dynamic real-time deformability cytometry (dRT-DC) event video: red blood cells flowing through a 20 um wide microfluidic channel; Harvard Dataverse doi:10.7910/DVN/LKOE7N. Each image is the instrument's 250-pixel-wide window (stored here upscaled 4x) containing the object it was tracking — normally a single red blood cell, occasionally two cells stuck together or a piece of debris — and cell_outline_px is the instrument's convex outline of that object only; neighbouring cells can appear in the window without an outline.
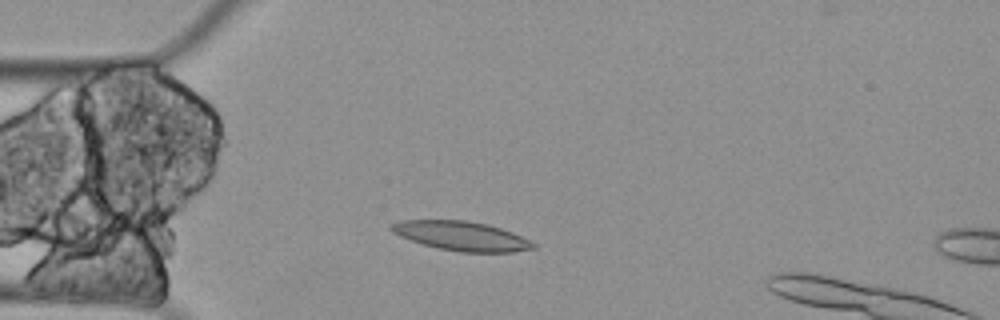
{"species": "Egyptian fruit bat (a non-hibernating species)", "species_latin": "Rousettus aegyptiacus", "temperature_condition": "cold", "stored_images_in_passage": 9, "camera_frame_rate_fps": 3000, "um_per_image_px": 0.085, "animal": {"sex": "female"}, "frame": {"image": 1, "passage_image": 2, "time_ms": 0.333, "image_size_px": [1000, 320], "cell_outline_px": [[536, 248], [512, 252], [460, 252], [436, 248], [400, 236], [392, 232], [388, 228], [392, 224], [400, 220], [468, 220], [488, 224], [512, 232], [536, 244]], "centroid_in_image_um": [39.21, 20.05], "position_along_channel_um": 45.8, "area_um2": 24.16}}
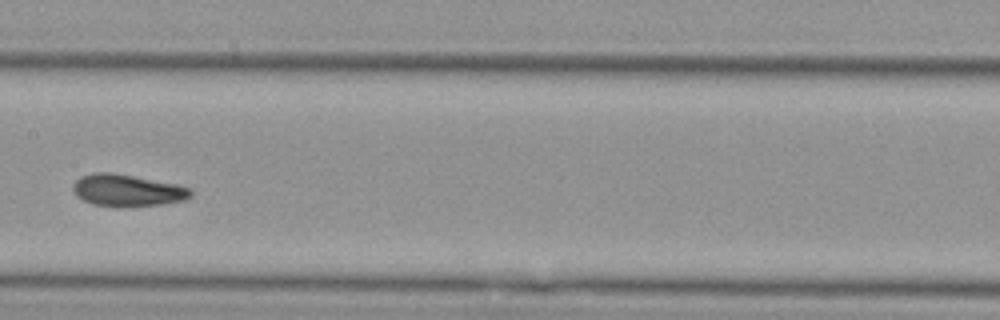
{"frame": {"image": 2, "passage_image": 6, "time_ms": 1.667, "image_size_px": [1000, 320], "cell_outline_px": [[192, 196], [184, 200], [160, 204], [92, 204], [76, 196], [72, 188], [72, 184], [80, 176], [92, 172], [112, 172], [176, 184], [192, 188]], "centroid_in_image_um": [10.8, 16.13], "position_along_channel_um": 196.6, "area_um2": 21.21}}
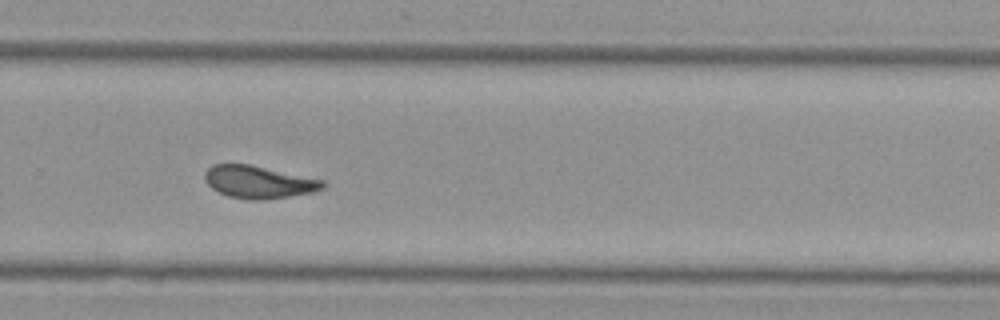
{"frame": {"image": 3, "passage_image": 9, "time_ms": 2.667, "image_size_px": [1000, 320], "cell_outline_px": [[328, 184], [324, 188], [316, 192], [264, 200], [252, 200], [228, 196], [212, 188], [204, 180], [204, 172], [212, 164], [252, 164], [324, 180]], "centroid_in_image_um": [22.03, 15.46], "position_along_channel_um": 307.8, "area_um2": 22.66}}